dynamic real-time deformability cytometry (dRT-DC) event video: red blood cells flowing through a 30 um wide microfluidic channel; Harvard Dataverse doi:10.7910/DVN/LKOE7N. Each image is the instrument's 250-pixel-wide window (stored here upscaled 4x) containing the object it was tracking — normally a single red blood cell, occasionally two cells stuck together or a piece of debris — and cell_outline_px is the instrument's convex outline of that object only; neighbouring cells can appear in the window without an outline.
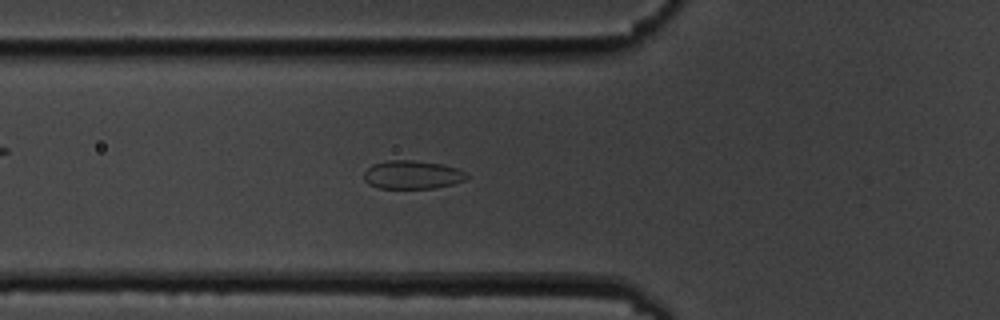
{"species": "common noctule bat (a hibernating species)", "species_latin": "Nyctalus noctula", "temperature_condition": "cold", "stored_images_in_passage": 5, "camera_frame_rate_fps": 3000, "um_per_image_px": 0.085, "animal": {"sex": "male", "body_mass_g": 19.5, "forearm_length_mm": 54.6}, "frame": {"image": 1, "passage_image": 5, "time_ms": 4.333, "image_size_px": [1000, 320], "cell_outline_px": [[468, 176], [464, 180], [452, 184], [432, 188], [380, 188], [368, 184], [364, 180], [364, 172], [372, 164], [388, 160], [412, 160], [444, 164], [456, 168], [464, 172]], "centroid_in_image_um": [35.01, 14.84], "position_along_channel_um": 90.8, "area_um2": 16.94}}